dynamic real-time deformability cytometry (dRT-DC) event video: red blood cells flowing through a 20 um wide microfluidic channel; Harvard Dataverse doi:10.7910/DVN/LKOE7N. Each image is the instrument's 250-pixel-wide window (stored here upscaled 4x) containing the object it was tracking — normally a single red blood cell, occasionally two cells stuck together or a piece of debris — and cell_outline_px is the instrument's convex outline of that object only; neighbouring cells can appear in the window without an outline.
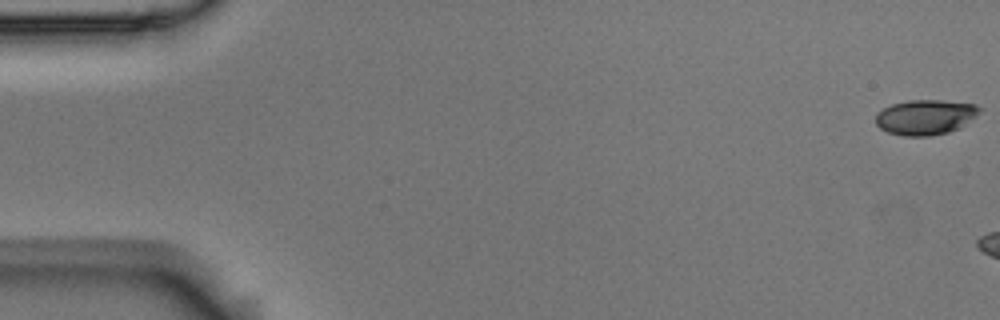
{"species": "Egyptian fruit bat (a non-hibernating species)", "species_latin": "Rousettus aegyptiacus", "temperature_condition": "room temperature", "stored_images_in_passage": 7, "camera_frame_rate_fps": 3000, "um_per_image_px": 0.085, "animal": {"sex": "male"}, "frame": {"image": 1, "passage_image": 1, "time_ms": 0.0, "image_size_px": [1000, 320], "cell_outline_px": [[984, 108], [976, 116], [960, 128], [948, 132], [928, 136], [904, 136], [888, 132], [880, 128], [876, 124], [876, 112], [892, 104], [908, 100], [944, 100], [976, 104]], "centroid_in_image_um": [78.69, 9.95], "position_along_channel_um": 6.3, "area_um2": 21.44}}